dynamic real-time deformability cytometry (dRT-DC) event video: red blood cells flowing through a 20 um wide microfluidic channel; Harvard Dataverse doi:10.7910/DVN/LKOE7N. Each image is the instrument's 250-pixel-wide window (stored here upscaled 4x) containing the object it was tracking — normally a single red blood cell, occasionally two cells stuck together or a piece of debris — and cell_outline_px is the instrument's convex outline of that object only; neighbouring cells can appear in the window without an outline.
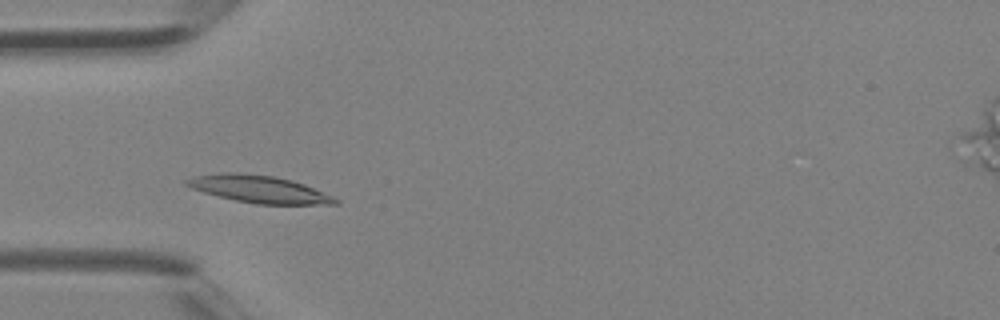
{"species": "Egyptian fruit bat (a non-hibernating species)", "species_latin": "Rousettus aegyptiacus", "temperature_condition": "room temperature", "stored_images_in_passage": 36, "camera_frame_rate_fps": 3000, "um_per_image_px": 0.085, "animal": {"sex": "female"}, "frame": {"image": 1, "passage_image": 8, "time_ms": 2.333, "image_size_px": [1000, 320], "cell_outline_px": [[340, 204], [256, 204], [236, 200], [204, 192], [192, 188], [184, 184], [184, 180], [196, 176], [220, 172], [236, 172], [272, 176], [292, 180], [304, 184], [332, 196], [340, 200]], "centroid_in_image_um": [22.02, 16.07], "position_along_channel_um": 63.0, "area_um2": 23.41}}
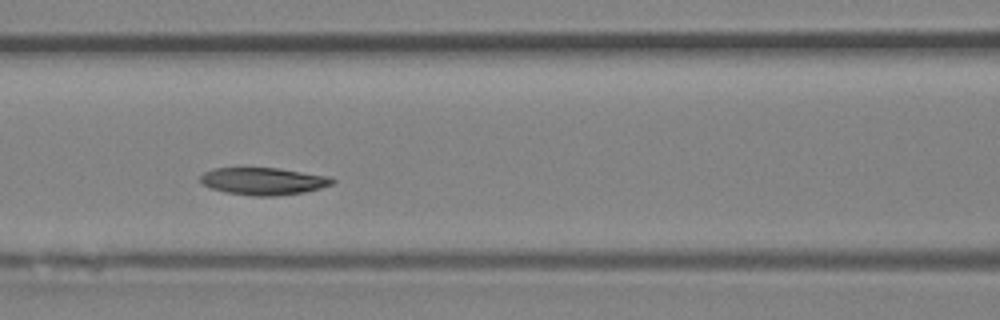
{"frame": {"image": 2, "passage_image": 13, "time_ms": 4.0, "image_size_px": [1000, 320], "cell_outline_px": [[336, 180], [332, 184], [320, 188], [304, 192], [276, 196], [252, 196], [224, 192], [212, 188], [204, 184], [200, 180], [200, 176], [204, 172], [212, 168], [276, 168], [332, 176]], "centroid_in_image_um": [22.41, 15.4], "position_along_channel_um": 144.2, "area_um2": 21.04}}
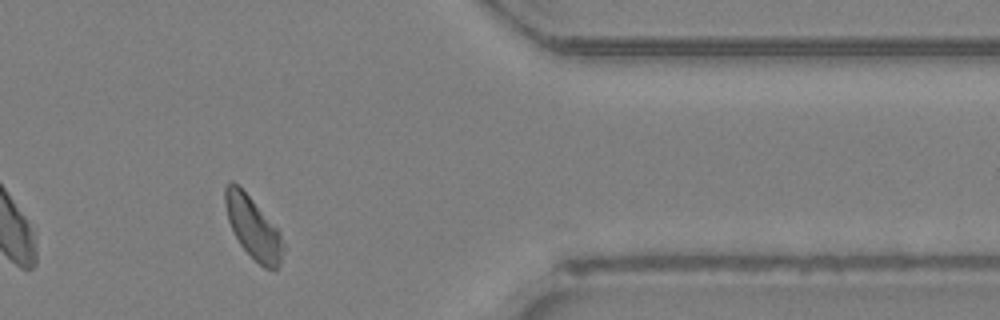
{"frame": {"image": 3, "passage_image": 29, "time_ms": 9.333, "image_size_px": [1000, 320], "cell_outline_px": [[284, 248], [280, 264], [276, 268], [264, 268], [240, 244], [228, 220], [224, 204], [224, 188], [232, 180], [252, 200], [280, 232], [284, 244]], "centroid_in_image_um": [21.51, 19.35], "position_along_channel_um": 389.9, "area_um2": 20.29}}